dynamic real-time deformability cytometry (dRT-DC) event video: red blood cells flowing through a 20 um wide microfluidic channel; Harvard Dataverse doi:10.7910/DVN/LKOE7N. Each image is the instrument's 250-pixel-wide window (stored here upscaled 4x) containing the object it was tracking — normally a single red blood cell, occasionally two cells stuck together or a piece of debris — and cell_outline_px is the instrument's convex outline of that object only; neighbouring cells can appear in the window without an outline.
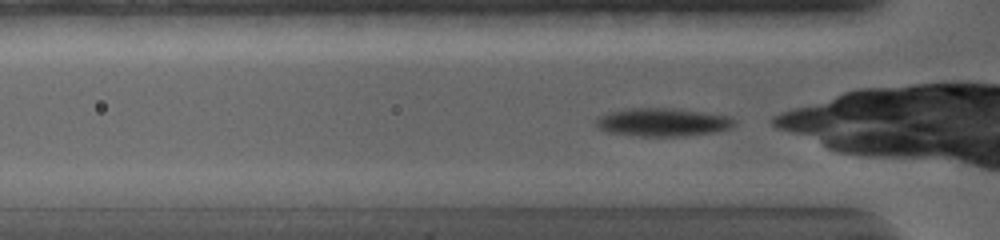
{"species": "common noctule bat (a hibernating species)", "species_latin": "Nyctalus noctula", "temperature_condition": "warm", "stored_images_in_passage": 10, "camera_frame_rate_fps": 5000, "um_per_image_px": 0.085, "animal": {"sex": "female", "body_mass_g": 19.0, "forearm_length_mm": 56.7}, "frame": {"image": 1, "passage_image": 2, "time_ms": 0.2, "image_size_px": [1000, 240], "cell_outline_px": [[736, 124], [732, 128], [712, 132], [684, 136], [640, 136], [608, 132], [596, 128], [592, 120], [608, 112], [624, 108], [676, 108], [704, 112], [728, 116], [736, 120]], "centroid_in_image_um": [56.28, 10.38], "position_along_channel_um": 69.5, "area_um2": 23.06}}